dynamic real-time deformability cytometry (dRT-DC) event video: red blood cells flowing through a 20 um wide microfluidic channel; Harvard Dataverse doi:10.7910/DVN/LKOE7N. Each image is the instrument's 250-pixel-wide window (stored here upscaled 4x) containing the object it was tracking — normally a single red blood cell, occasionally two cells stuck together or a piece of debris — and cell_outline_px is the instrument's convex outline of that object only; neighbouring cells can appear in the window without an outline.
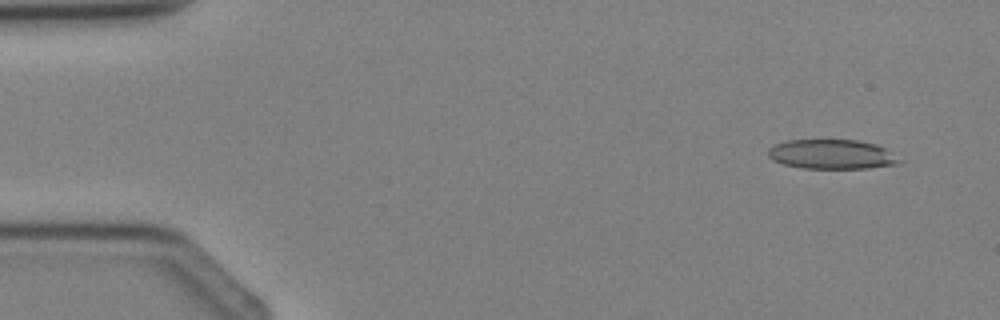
{"species": "Egyptian fruit bat (a non-hibernating species)", "species_latin": "Rousettus aegyptiacus", "temperature_condition": "cold", "stored_images_in_passage": 3, "camera_frame_rate_fps": 3000, "um_per_image_px": 0.085, "animal": {"sex": "female"}, "frame": {"image": 1, "passage_image": 1, "time_ms": 0.0, "image_size_px": [1000, 320], "cell_outline_px": [[900, 164], [868, 168], [800, 168], [784, 164], [772, 160], [768, 156], [768, 148], [776, 144], [788, 140], [860, 140], [876, 144], [884, 148], [900, 160]], "centroid_in_image_um": [70.68, 13.11], "position_along_channel_um": 14.3, "area_um2": 22.48}}